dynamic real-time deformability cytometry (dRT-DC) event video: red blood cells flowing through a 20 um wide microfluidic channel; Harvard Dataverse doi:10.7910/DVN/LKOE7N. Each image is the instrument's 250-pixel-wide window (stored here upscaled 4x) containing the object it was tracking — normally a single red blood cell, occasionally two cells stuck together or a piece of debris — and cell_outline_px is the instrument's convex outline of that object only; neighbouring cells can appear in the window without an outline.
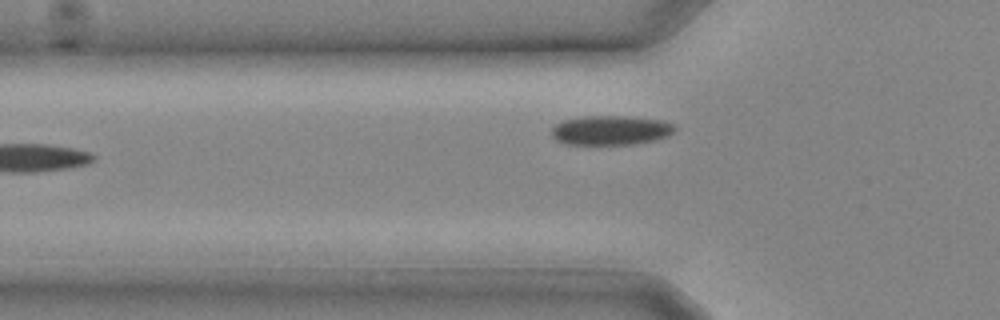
{"species": "common noctule bat (a hibernating species)", "species_latin": "Nyctalus noctula", "temperature_condition": "cold", "stored_images_in_passage": 3, "camera_frame_rate_fps": 3000, "um_per_image_px": 0.085, "animal": {"sex": "male", "body_mass_g": 20.4}, "frame": {"image": 1, "passage_image": 3, "time_ms": 0.667, "image_size_px": [1000, 320], "cell_outline_px": [[676, 132], [668, 136], [656, 140], [636, 144], [564, 144], [556, 140], [552, 136], [552, 128], [556, 124], [564, 120], [584, 116], [624, 116], [664, 120], [672, 124], [676, 128]], "centroid_in_image_um": [51.95, 11.07], "position_along_channel_um": 73.9, "area_um2": 21.27}}